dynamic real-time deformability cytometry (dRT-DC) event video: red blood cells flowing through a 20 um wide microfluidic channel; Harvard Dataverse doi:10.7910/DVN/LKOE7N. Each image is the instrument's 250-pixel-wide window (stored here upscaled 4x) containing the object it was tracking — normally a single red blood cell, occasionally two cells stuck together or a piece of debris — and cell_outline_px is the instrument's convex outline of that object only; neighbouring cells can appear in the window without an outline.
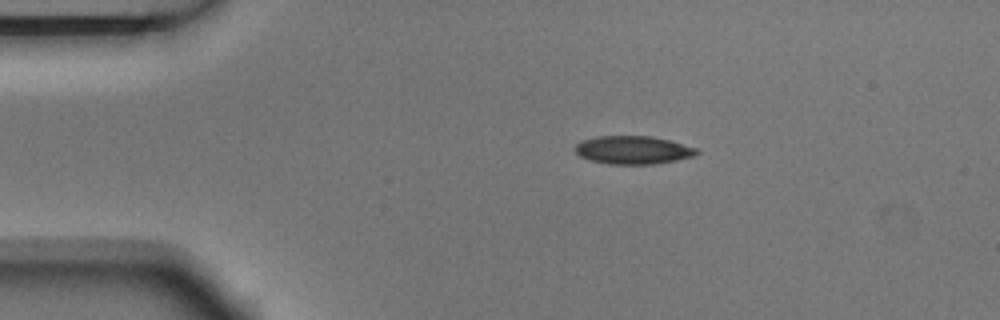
{"species": "Egyptian fruit bat (a non-hibernating species)", "species_latin": "Rousettus aegyptiacus", "temperature_condition": "room temperature", "stored_images_in_passage": 6, "camera_frame_rate_fps": 3000, "um_per_image_px": 0.085, "animal": {"sex": "male"}, "frame": {"image": 1, "passage_image": 1, "time_ms": 0.0, "image_size_px": [1000, 320], "cell_outline_px": [[700, 152], [696, 156], [676, 160], [652, 164], [608, 164], [592, 160], [580, 156], [576, 152], [576, 144], [580, 140], [596, 136], [652, 136], [668, 140], [696, 148]], "centroid_in_image_um": [53.81, 12.74], "position_along_channel_um": 31.2, "area_um2": 19.88}}
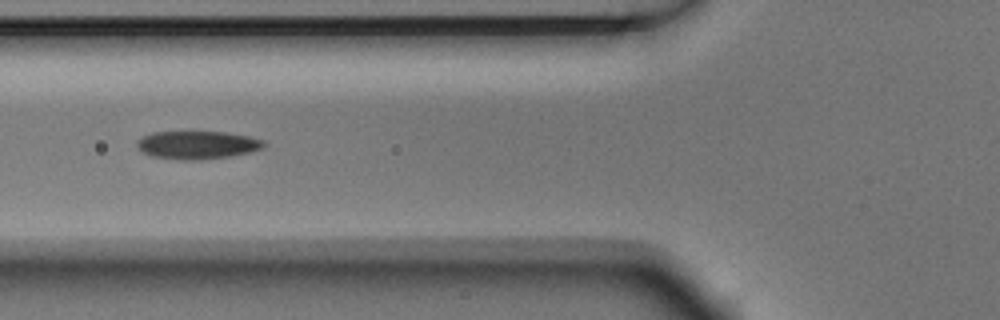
{"frame": {"image": 2, "passage_image": 4, "time_ms": 1.0, "image_size_px": [1000, 320], "cell_outline_px": [[268, 144], [264, 148], [252, 152], [228, 156], [200, 160], [180, 160], [152, 156], [140, 152], [136, 144], [136, 140], [152, 132], [228, 132], [248, 136], [264, 140]], "centroid_in_image_um": [16.79, 12.32], "position_along_channel_um": 109.0, "area_um2": 20.98}}
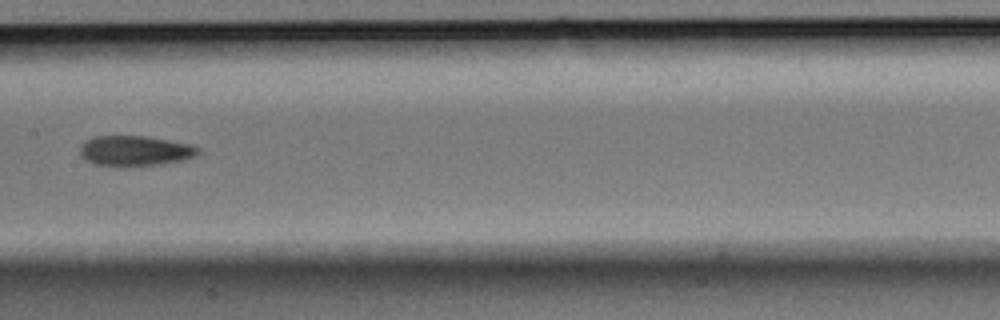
{"frame": {"image": 3, "passage_image": 6, "time_ms": 1.667, "image_size_px": [1000, 320], "cell_outline_px": [[200, 152], [196, 156], [184, 160], [156, 164], [96, 164], [88, 160], [80, 152], [80, 148], [84, 140], [92, 136], [148, 136], [192, 144], [200, 148]], "centroid_in_image_um": [11.54, 12.77], "position_along_channel_um": 195.9, "area_um2": 20.29}}